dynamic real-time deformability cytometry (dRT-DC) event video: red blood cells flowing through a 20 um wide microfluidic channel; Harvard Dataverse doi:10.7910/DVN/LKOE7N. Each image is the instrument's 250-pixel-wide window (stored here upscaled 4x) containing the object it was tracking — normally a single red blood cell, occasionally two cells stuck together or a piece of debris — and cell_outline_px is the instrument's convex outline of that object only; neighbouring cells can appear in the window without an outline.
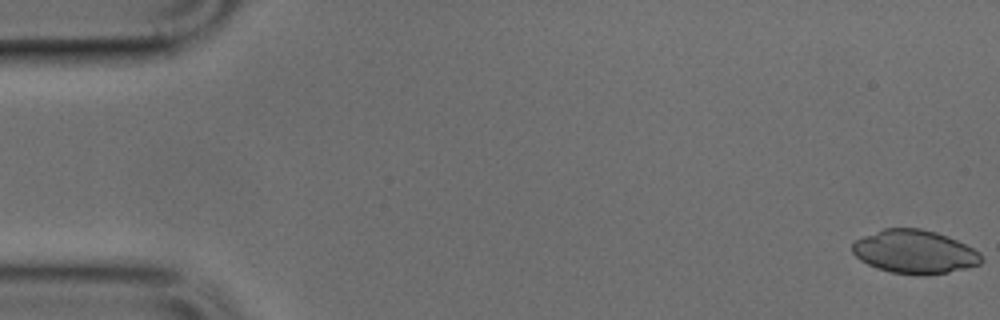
{"species": "common noctule bat (a hibernating species)", "species_latin": "Nyctalus noctula", "temperature_condition": "cold", "stored_images_in_passage": 49, "camera_frame_rate_fps": 3000, "um_per_image_px": 0.085, "animal": {"sex": "male", "body_mass_g": 17.9, "forearm_length_mm": 54.2}, "frame": {"image": 1, "passage_image": 1, "time_ms": 0.0, "image_size_px": [1000, 320], "cell_outline_px": [[984, 260], [980, 264], [968, 268], [948, 272], [924, 276], [916, 276], [892, 272], [876, 268], [860, 260], [852, 252], [852, 244], [856, 240], [864, 236], [884, 228], [920, 228], [936, 232], [948, 236], [980, 252]], "centroid_in_image_um": [77.76, 21.42], "position_along_channel_um": 7.2, "area_um2": 32.89}}
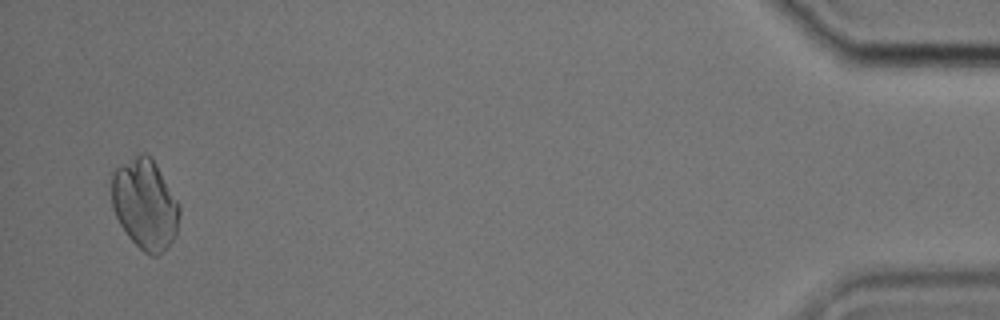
{"frame": {"image": 2, "passage_image": 48, "time_ms": 15.667, "image_size_px": [1000, 320], "cell_outline_px": [[180, 212], [176, 236], [156, 256], [152, 256], [144, 252], [128, 236], [120, 224], [112, 208], [112, 172], [116, 168], [140, 152], [144, 152], [156, 164], [176, 200], [180, 208]], "centroid_in_image_um": [12.31, 17.35], "position_along_channel_um": 422.9, "area_um2": 35.14}}